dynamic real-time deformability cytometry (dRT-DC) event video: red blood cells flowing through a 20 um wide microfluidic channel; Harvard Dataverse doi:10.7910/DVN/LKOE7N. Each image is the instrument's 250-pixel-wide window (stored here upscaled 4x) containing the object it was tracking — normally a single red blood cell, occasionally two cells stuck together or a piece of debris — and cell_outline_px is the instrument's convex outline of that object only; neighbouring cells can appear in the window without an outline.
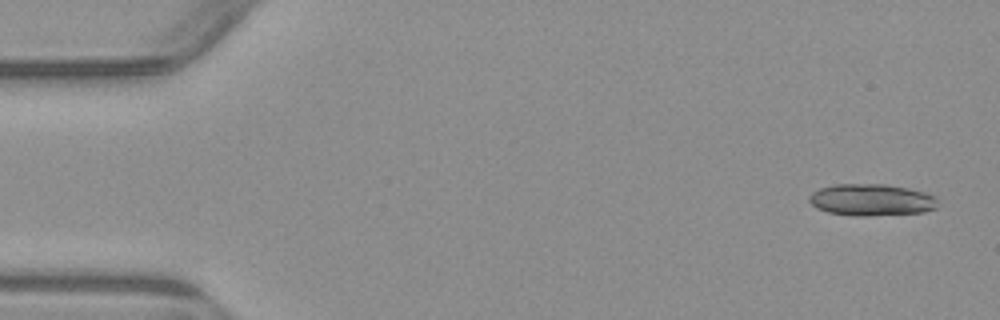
{"species": "common noctule bat (a hibernating species)", "species_latin": "Nyctalus noctula", "temperature_condition": "warm", "stored_images_in_passage": 5, "camera_frame_rate_fps": 3000, "um_per_image_px": 0.085, "animal": {"sex": "male", "body_mass_g": 23.1, "forearm_length_mm": 52.7}, "frame": {"image": 1, "passage_image": 1, "time_ms": 0.0, "image_size_px": [1000, 320], "cell_outline_px": [[936, 208], [924, 212], [868, 216], [856, 216], [828, 212], [816, 208], [808, 200], [808, 196], [812, 192], [820, 188], [836, 184], [884, 184], [908, 188], [924, 192], [932, 196], [936, 200]], "centroid_in_image_um": [74.03, 16.99], "position_along_channel_um": 11.0, "area_um2": 23.76}}
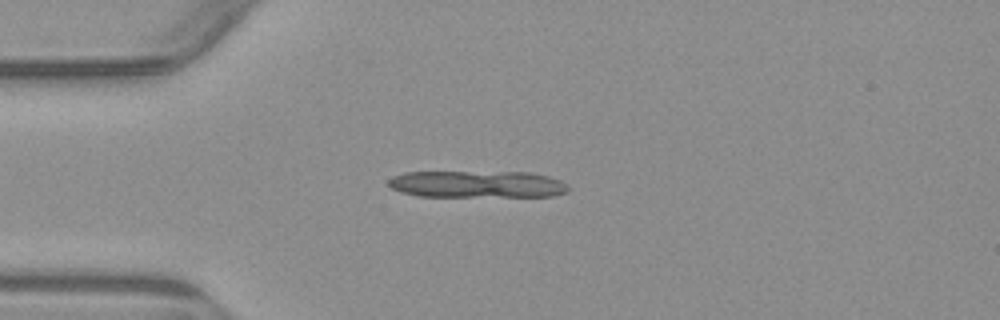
{"frame": {"image": 2, "passage_image": 4, "time_ms": 3.667, "image_size_px": [1000, 320], "cell_outline_px": [[568, 192], [552, 196], [416, 196], [400, 192], [392, 188], [388, 184], [388, 180], [392, 176], [404, 172], [528, 172], [548, 176], [560, 180], [568, 188]], "centroid_in_image_um": [40.52, 15.66], "position_along_channel_um": 44.5, "area_um2": 28.26}}